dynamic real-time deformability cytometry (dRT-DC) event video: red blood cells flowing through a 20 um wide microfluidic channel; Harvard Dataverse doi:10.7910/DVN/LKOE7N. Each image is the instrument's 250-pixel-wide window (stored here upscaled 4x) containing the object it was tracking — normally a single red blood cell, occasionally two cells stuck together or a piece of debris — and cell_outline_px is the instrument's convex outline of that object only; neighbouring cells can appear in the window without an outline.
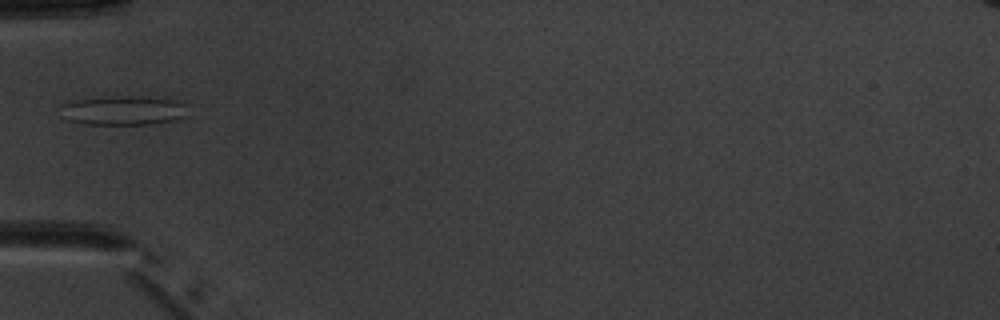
{"species": "common noctule bat (a hibernating species)", "species_latin": "Nyctalus noctula", "temperature_condition": "warm", "stored_images_in_passage": 6, "camera_frame_rate_fps": 3000, "um_per_image_px": 0.085, "animal": {"sex": "male", "body_mass_g": 20.1, "forearm_length_mm": 53.5}, "frame": {"image": 1, "passage_image": 5, "time_ms": 5.667, "image_size_px": [1000, 320], "cell_outline_px": [[184, 116], [172, 120], [148, 124], [88, 124], [72, 120], [64, 104], [80, 100], [124, 96], [132, 96], [172, 100], [184, 104]], "centroid_in_image_um": [10.6, 9.4], "position_along_channel_um": 74.4, "area_um2": 20.06}}
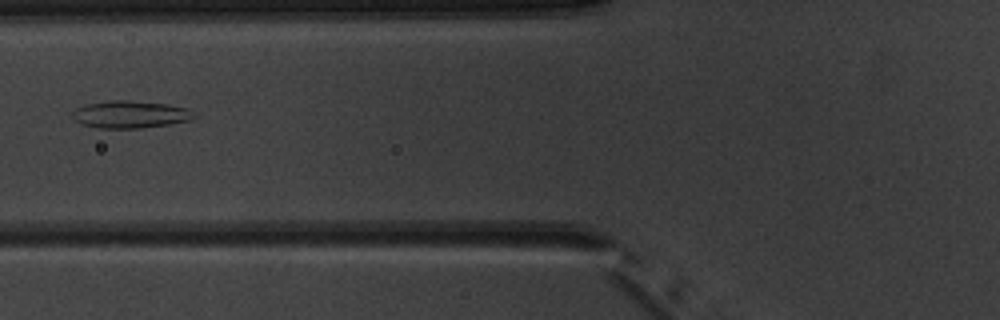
{"frame": {"image": 2, "passage_image": 6, "time_ms": 6.667, "image_size_px": [1000, 320], "cell_outline_px": [[196, 116], [188, 120], [168, 124], [140, 128], [96, 128], [80, 124], [72, 116], [72, 112], [76, 108], [88, 104], [112, 100], [128, 100], [168, 104], [188, 108]], "centroid_in_image_um": [11.05, 9.72], "position_along_channel_um": 114.8, "area_um2": 19.25}}